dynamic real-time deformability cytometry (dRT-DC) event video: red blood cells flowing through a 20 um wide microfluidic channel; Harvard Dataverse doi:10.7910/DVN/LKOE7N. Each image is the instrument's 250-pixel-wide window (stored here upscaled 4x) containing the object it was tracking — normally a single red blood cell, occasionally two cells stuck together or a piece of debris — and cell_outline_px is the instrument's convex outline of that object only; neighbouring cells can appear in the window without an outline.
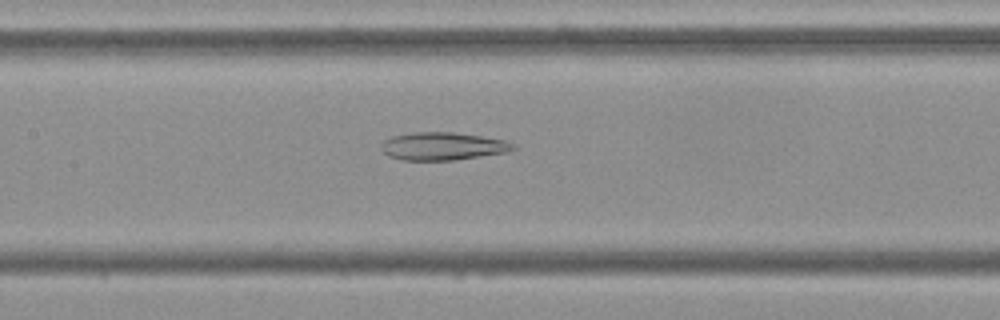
{"species": "Egyptian fruit bat (a non-hibernating species)", "species_latin": "Rousettus aegyptiacus", "temperature_condition": "cold", "stored_images_in_passage": 52, "camera_frame_rate_fps": 3000, "um_per_image_px": 0.085, "frame": {"image": 1, "passage_image": 24, "time_ms": 7.667, "image_size_px": [1000, 320], "cell_outline_px": [[520, 148], [508, 152], [456, 160], [400, 160], [388, 156], [380, 148], [380, 144], [384, 140], [392, 136], [412, 132], [452, 132], [480, 136], [504, 140], [516, 144]], "centroid_in_image_um": [37.65, 12.43], "position_along_channel_um": 169.8, "area_um2": 21.68}}
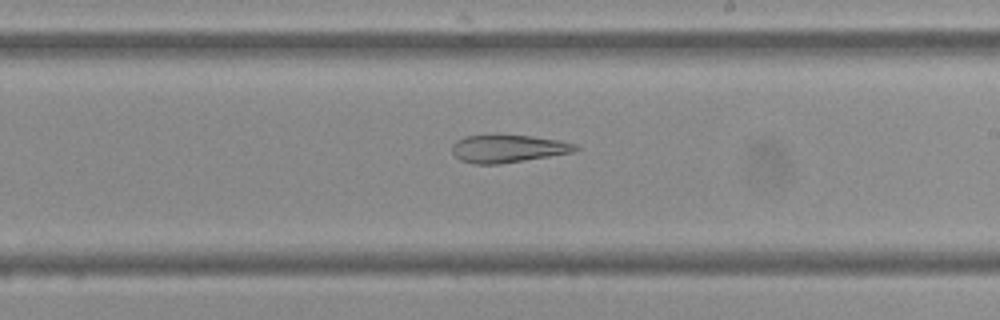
{"frame": {"image": 2, "passage_image": 30, "time_ms": 9.667, "image_size_px": [1000, 320], "cell_outline_px": [[580, 148], [572, 152], [500, 164], [472, 164], [460, 160], [452, 152], [452, 144], [456, 140], [464, 136], [532, 136], [560, 140], [576, 144]], "centroid_in_image_um": [43.16, 12.64], "position_along_channel_um": 245.8, "area_um2": 19.65}}
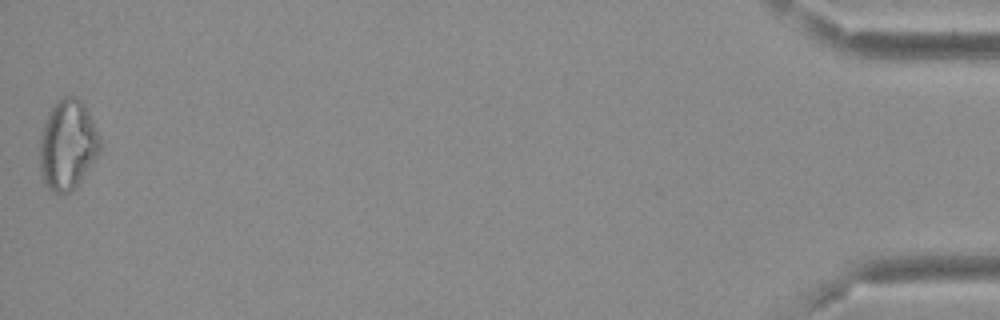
{"frame": {"image": 3, "passage_image": 52, "time_ms": 17.0, "image_size_px": [1000, 320], "cell_outline_px": [[100, 148], [96, 156], [72, 192], [60, 196], [52, 192], [44, 184], [40, 176], [40, 132], [48, 112], [56, 100], [64, 96], [76, 96], [84, 104], [100, 136]], "centroid_in_image_um": [5.7, 12.32], "position_along_channel_um": 429.5, "area_um2": 31.85}, "authors_computed_cell_mechanics": {"area_um2": 26.7614, "velocity_mm_per_s": 3.8117, "shape_relaxation_time_tau1_ms": null, "shape_relaxation_time_tau2_ms": 6.4564, "deformation_change_tau1": null, "deformation_change_tau2": 0.1685}}